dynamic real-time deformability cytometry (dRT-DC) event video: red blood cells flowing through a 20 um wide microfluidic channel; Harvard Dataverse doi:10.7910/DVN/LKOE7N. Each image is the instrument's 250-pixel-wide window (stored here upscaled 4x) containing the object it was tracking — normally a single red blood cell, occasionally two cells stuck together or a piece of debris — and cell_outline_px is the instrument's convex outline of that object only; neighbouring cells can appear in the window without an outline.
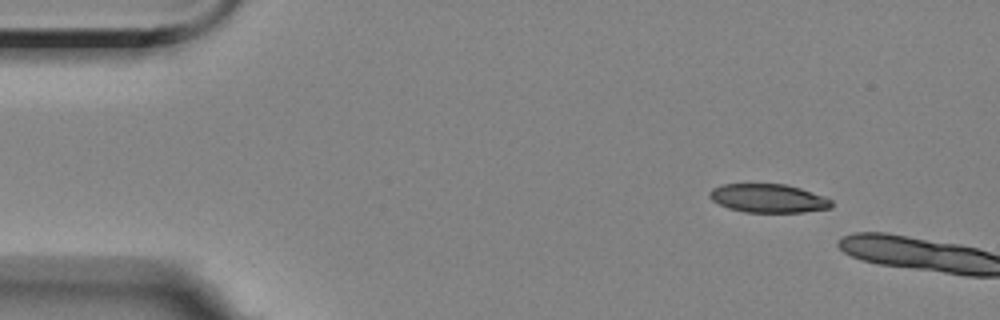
{"species": "Egyptian fruit bat (a non-hibernating species)", "species_latin": "Rousettus aegyptiacus", "temperature_condition": "room temperature", "stored_images_in_passage": 2, "camera_frame_rate_fps": 3000, "um_per_image_px": 0.085, "animal": {"sex": "female"}, "frame": {"image": 1, "passage_image": 1, "time_ms": 0.0, "image_size_px": [1000, 320], "cell_outline_px": [[832, 208], [804, 212], [744, 212], [728, 208], [712, 200], [708, 196], [708, 192], [712, 188], [720, 184], [784, 184], [800, 188], [824, 196], [832, 200]], "centroid_in_image_um": [65.29, 16.85], "position_along_channel_um": 19.7, "area_um2": 20.4}}